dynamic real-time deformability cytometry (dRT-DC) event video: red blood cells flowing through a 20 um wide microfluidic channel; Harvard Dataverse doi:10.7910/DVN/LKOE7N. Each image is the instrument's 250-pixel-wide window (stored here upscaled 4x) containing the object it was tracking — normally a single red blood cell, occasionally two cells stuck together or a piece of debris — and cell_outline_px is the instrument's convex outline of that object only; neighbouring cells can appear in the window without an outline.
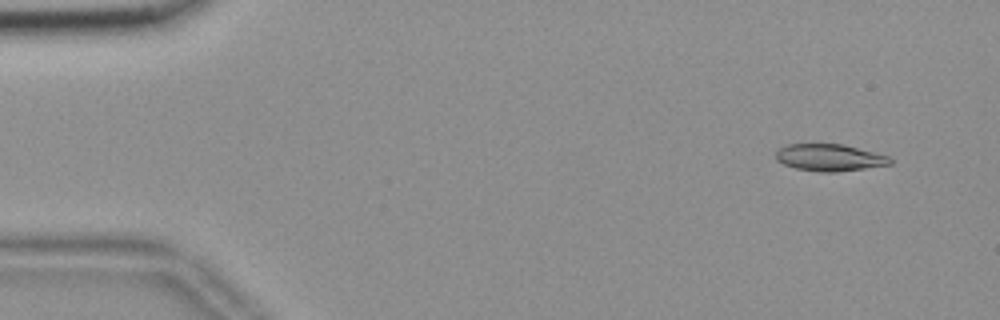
{"species": "common noctule bat (a hibernating species)", "species_latin": "Nyctalus noctula", "temperature_condition": "room temperature", "stored_images_in_passage": 55, "camera_frame_rate_fps": 3000, "um_per_image_px": 0.085, "animal": {"sex": "female", "body_mass_g": 18.4}, "frame": {"image": 1, "passage_image": 4, "time_ms": 1.0, "image_size_px": [1000, 320], "cell_outline_px": [[892, 164], [836, 172], [820, 172], [796, 168], [784, 164], [776, 160], [776, 152], [780, 148], [788, 144], [844, 144], [888, 156], [892, 160]], "centroid_in_image_um": [70.5, 13.39], "position_along_channel_um": 14.5, "area_um2": 17.8}}
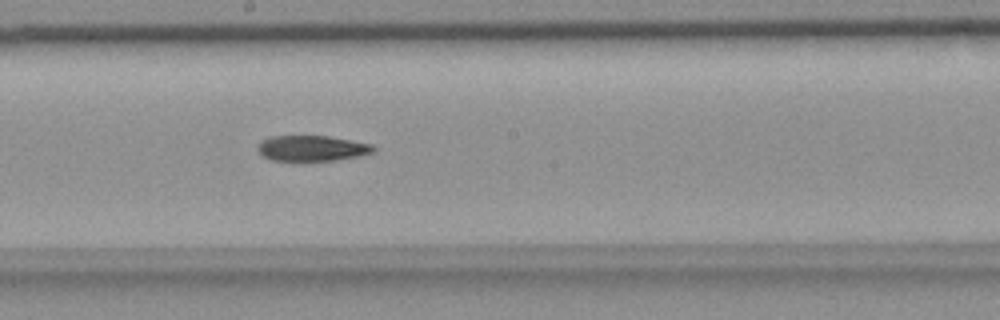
{"frame": {"image": 2, "passage_image": 30, "time_ms": 9.667, "image_size_px": [1000, 320], "cell_outline_px": [[376, 152], [360, 156], [336, 160], [272, 160], [264, 156], [256, 148], [260, 140], [268, 136], [328, 136], [372, 144], [376, 148]], "centroid_in_image_um": [26.53, 12.59], "position_along_channel_um": 221.7, "area_um2": 17.28}}
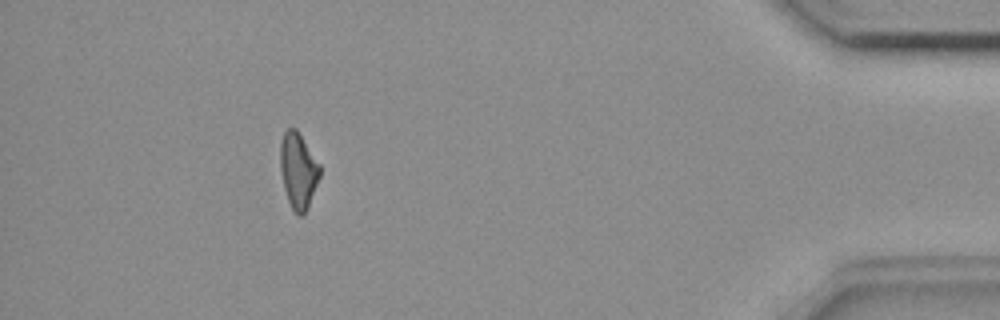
{"frame": {"image": 3, "passage_image": 50, "time_ms": 16.333, "image_size_px": [1000, 320], "cell_outline_px": [[320, 176], [308, 208], [300, 216], [296, 216], [288, 200], [284, 188], [280, 168], [280, 144], [284, 132], [288, 128], [296, 128], [320, 164]], "centroid_in_image_um": [25.35, 14.5], "position_along_channel_um": 409.9, "area_um2": 17.46}}